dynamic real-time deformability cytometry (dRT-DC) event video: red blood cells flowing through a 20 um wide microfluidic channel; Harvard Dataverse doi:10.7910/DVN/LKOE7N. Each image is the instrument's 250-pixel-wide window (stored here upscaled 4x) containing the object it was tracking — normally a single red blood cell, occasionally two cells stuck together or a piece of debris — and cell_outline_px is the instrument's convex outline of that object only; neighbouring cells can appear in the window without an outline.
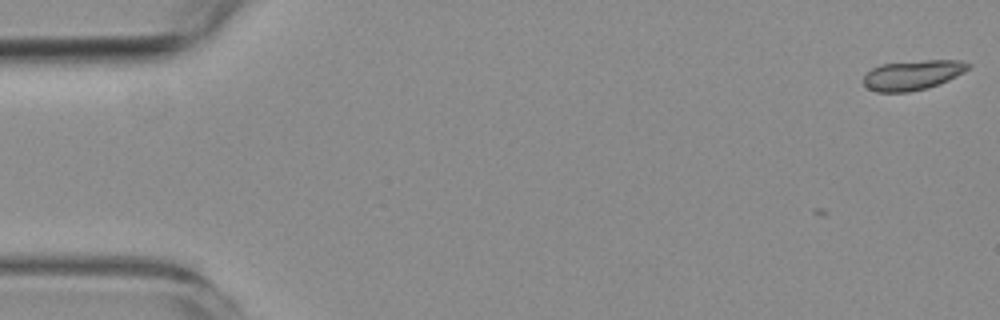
{"species": "common noctule bat (a hibernating species)", "species_latin": "Nyctalus noctula", "temperature_condition": "room temperature", "stored_images_in_passage": 5, "camera_frame_rate_fps": 3000, "um_per_image_px": 0.085, "animal": {"sex": "female", "body_mass_g": 19.3, "forearm_length_mm": 54.1}, "frame": {"image": 1, "passage_image": 1, "time_ms": 0.0, "image_size_px": [1000, 320], "cell_outline_px": [[972, 64], [964, 72], [948, 80], [928, 88], [908, 92], [876, 92], [868, 88], [864, 84], [864, 76], [872, 68], [880, 64], [924, 60], [960, 60]], "centroid_in_image_um": [77.58, 6.37], "position_along_channel_um": 7.4, "area_um2": 18.15}}